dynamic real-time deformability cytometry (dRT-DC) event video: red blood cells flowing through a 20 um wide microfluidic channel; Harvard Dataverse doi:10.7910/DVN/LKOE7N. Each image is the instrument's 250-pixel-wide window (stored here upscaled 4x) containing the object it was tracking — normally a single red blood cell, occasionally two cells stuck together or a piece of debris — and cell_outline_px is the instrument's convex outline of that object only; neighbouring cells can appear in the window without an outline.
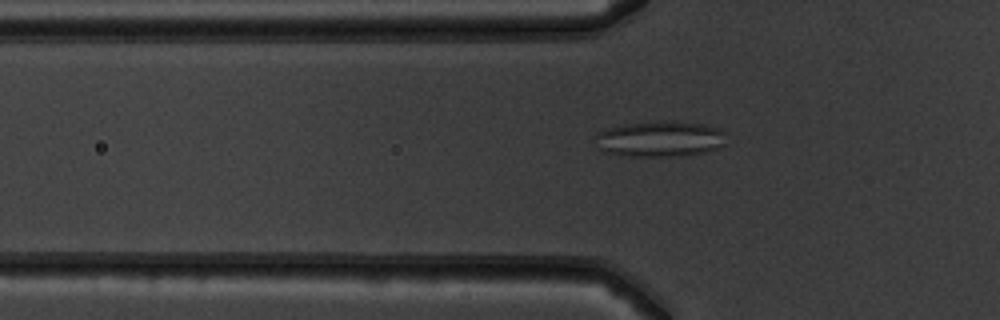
{"species": "common noctule bat (a hibernating species)", "species_latin": "Nyctalus noctula", "temperature_condition": "warm", "stored_images_in_passage": 49, "segment_of_instrument_passage": [1, 2], "camera_frame_rate_fps": 3000, "um_per_image_px": 0.085, "animal": {"sex": "male", "body_mass_g": 19.5, "forearm_length_mm": 54.6}, "frame": {"image": 1, "passage_image": 19, "time_ms": 6.0, "image_size_px": [1000, 320], "cell_outline_px": [[728, 132], [724, 144], [716, 148], [704, 152], [676, 156], [628, 156], [604, 152], [600, 148], [596, 136], [596, 132], [608, 128], [624, 124], [672, 120], [704, 124], [720, 128]], "centroid_in_image_um": [56.15, 11.79], "position_along_channel_um": 69.6, "area_um2": 27.4}}
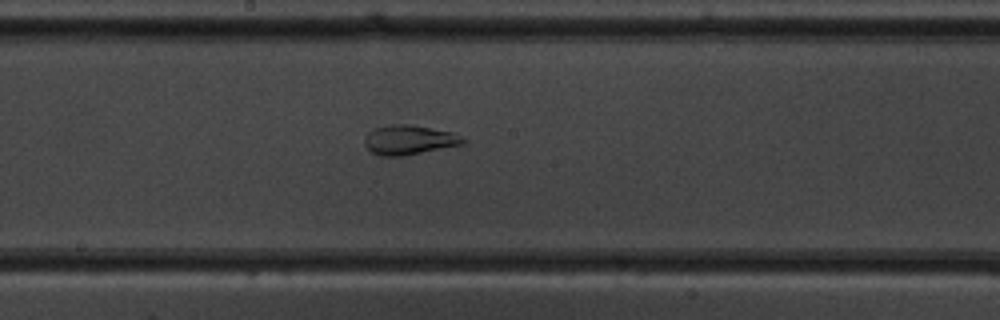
{"frame": {"image": 2, "passage_image": 30, "time_ms": 9.667, "image_size_px": [1000, 320], "cell_outline_px": [[468, 140], [464, 144], [404, 156], [380, 156], [372, 152], [364, 144], [364, 140], [368, 132], [376, 128], [392, 124], [412, 124], [452, 132]], "centroid_in_image_um": [34.79, 11.89], "position_along_channel_um": 213.4, "area_um2": 16.99}}
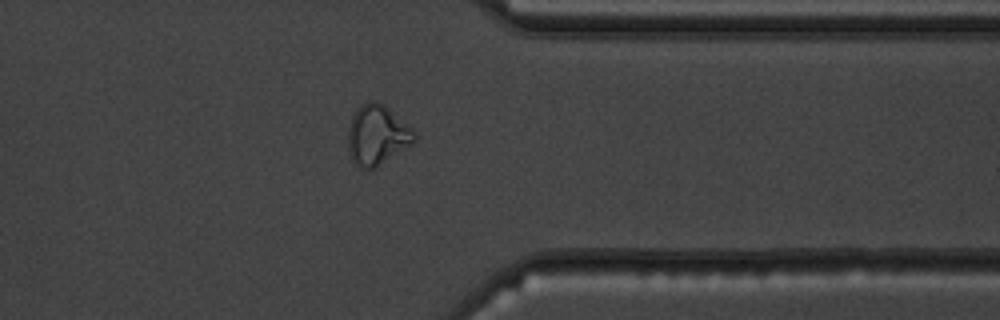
{"frame": {"image": 3, "passage_image": 43, "time_ms": 14.0, "image_size_px": [1000, 320], "cell_outline_px": [[416, 140], [412, 144], [376, 168], [368, 172], [360, 168], [356, 164], [348, 152], [348, 128], [352, 116], [360, 104], [368, 100], [376, 100], [384, 104], [412, 128], [416, 136]], "centroid_in_image_um": [32.04, 11.49], "position_along_channel_um": 379.4, "area_um2": 23.52}}